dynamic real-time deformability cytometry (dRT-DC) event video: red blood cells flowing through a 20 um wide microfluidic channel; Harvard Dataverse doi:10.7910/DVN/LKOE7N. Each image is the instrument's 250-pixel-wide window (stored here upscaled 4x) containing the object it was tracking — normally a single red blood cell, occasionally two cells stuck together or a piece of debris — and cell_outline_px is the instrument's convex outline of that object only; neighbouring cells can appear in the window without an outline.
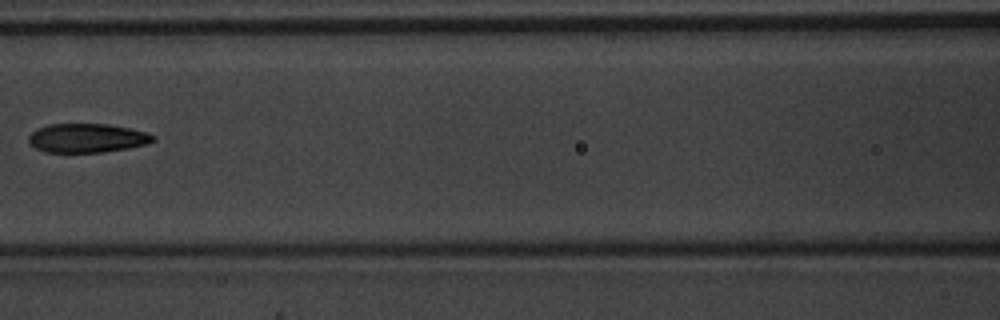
{"species": "common noctule bat (a hibernating species)", "species_latin": "Nyctalus noctula", "temperature_condition": "warm", "stored_images_in_passage": 5, "camera_frame_rate_fps": 3000, "um_per_image_px": 0.085, "animal": {"sex": "male", "body_mass_g": 20.1, "forearm_length_mm": 53.5}, "frame": {"image": 1, "passage_image": 4, "time_ms": 1.0, "image_size_px": [1000, 320], "cell_outline_px": [[156, 140], [148, 144], [128, 148], [100, 152], [44, 152], [36, 148], [28, 140], [28, 136], [36, 128], [48, 124], [108, 124], [132, 128], [156, 136]], "centroid_in_image_um": [7.41, 11.73], "position_along_channel_um": 159.2, "area_um2": 21.1}}
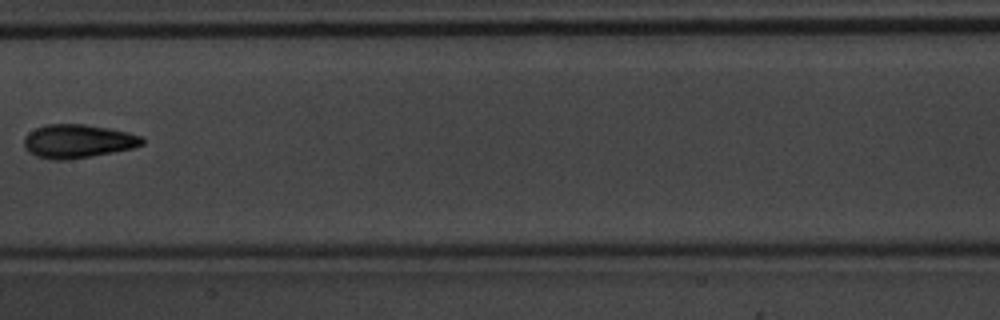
{"frame": {"image": 2, "passage_image": 5, "time_ms": 1.333, "image_size_px": [1000, 320], "cell_outline_px": [[144, 144], [132, 148], [92, 156], [68, 160], [56, 160], [36, 156], [28, 152], [24, 148], [24, 136], [28, 132], [36, 128], [48, 124], [84, 124], [108, 128], [128, 132], [140, 136], [144, 140]], "centroid_in_image_um": [6.58, 12.0], "position_along_channel_um": 200.8, "area_um2": 23.12}}